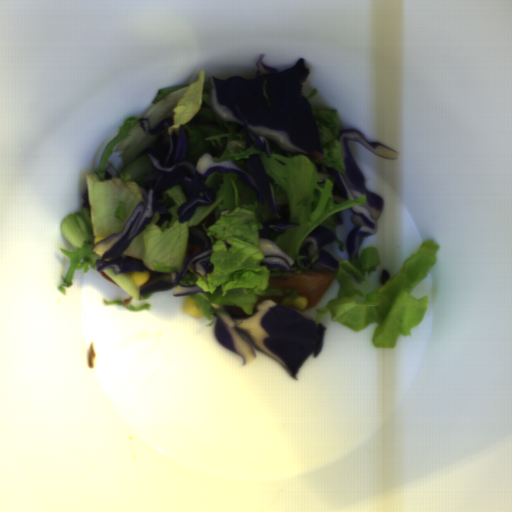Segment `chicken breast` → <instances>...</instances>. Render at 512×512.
Returning <instances> with one entry per match:
<instances>
[{"instance_id":"chicken-breast-2","label":"chicken breast","mask_w":512,"mask_h":512,"mask_svg":"<svg viewBox=\"0 0 512 512\" xmlns=\"http://www.w3.org/2000/svg\"><path fill=\"white\" fill-rule=\"evenodd\" d=\"M285 299V297L283 296H274V297H260L258 302L255 304L254 308H253V313L255 311H257V308H258V305H260L261 303H263L264 301H273L275 302L276 304H279V305H283L282 302L283 300Z\"/></svg>"},{"instance_id":"chicken-breast-1","label":"chicken breast","mask_w":512,"mask_h":512,"mask_svg":"<svg viewBox=\"0 0 512 512\" xmlns=\"http://www.w3.org/2000/svg\"><path fill=\"white\" fill-rule=\"evenodd\" d=\"M335 277V274L329 270L310 268L301 273L270 277L268 284L269 288L296 290L298 297H305L306 306L304 309L308 310L318 306Z\"/></svg>"}]
</instances>
